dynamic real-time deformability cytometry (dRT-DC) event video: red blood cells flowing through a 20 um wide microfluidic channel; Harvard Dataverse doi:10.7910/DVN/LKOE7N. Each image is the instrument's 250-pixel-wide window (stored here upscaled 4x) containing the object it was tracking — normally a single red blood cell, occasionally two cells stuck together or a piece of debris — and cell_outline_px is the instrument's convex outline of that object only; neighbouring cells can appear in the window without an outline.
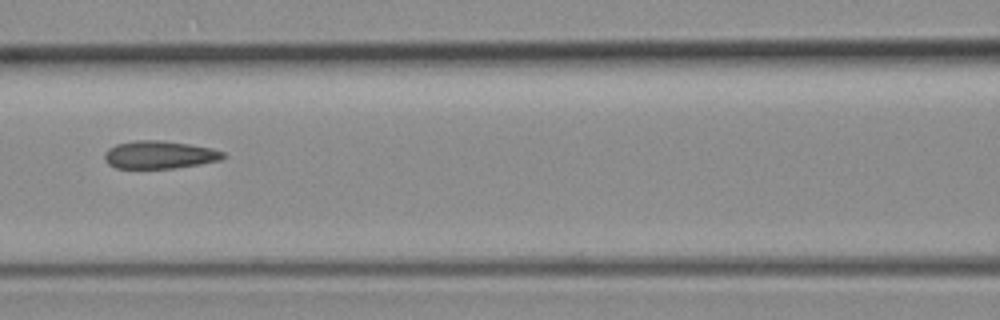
{"species": "common noctule bat (a hibernating species)", "species_latin": "Nyctalus noctula", "temperature_condition": "room temperature", "stored_images_in_passage": 9, "camera_frame_rate_fps": 3000, "um_per_image_px": 0.085, "animal": {"sex": "female", "body_mass_g": 19.3, "forearm_length_mm": 54.1}, "frame": {"image": 1, "passage_image": 6, "time_ms": 1.667, "image_size_px": [1000, 320], "cell_outline_px": [[228, 156], [220, 160], [200, 164], [172, 168], [116, 168], [108, 164], [104, 160], [104, 152], [108, 148], [116, 144], [136, 140], [160, 140], [188, 144], [212, 148], [224, 152]], "centroid_in_image_um": [13.54, 13.15], "position_along_channel_um": 153.1, "area_um2": 19.31}}
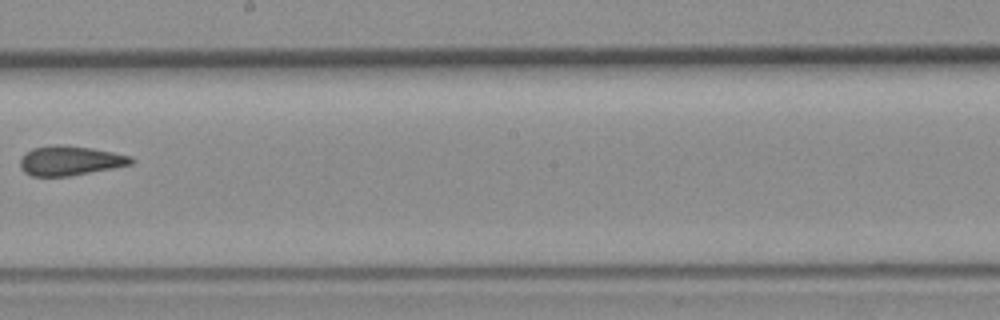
{"frame": {"image": 2, "passage_image": 8, "time_ms": 2.333, "image_size_px": [1000, 320], "cell_outline_px": [[136, 160], [132, 164], [112, 168], [68, 176], [32, 176], [24, 172], [20, 168], [20, 160], [32, 148], [56, 144], [60, 144], [92, 148], [132, 156]], "centroid_in_image_um": [5.97, 13.65], "position_along_channel_um": 242.2, "area_um2": 19.02}}
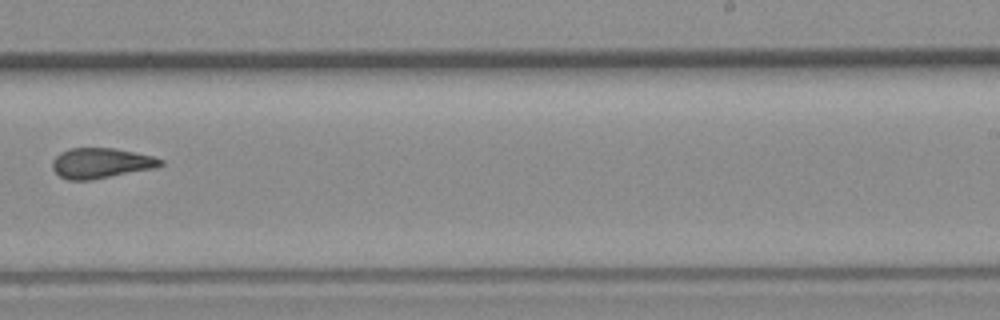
{"frame": {"image": 3, "passage_image": 9, "time_ms": 2.667, "image_size_px": [1000, 320], "cell_outline_px": [[164, 164], [156, 168], [92, 180], [68, 180], [60, 176], [52, 168], [52, 160], [60, 152], [72, 148], [112, 148], [136, 152], [152, 156], [164, 160]], "centroid_in_image_um": [8.6, 13.87], "position_along_channel_um": 280.4, "area_um2": 19.19}}